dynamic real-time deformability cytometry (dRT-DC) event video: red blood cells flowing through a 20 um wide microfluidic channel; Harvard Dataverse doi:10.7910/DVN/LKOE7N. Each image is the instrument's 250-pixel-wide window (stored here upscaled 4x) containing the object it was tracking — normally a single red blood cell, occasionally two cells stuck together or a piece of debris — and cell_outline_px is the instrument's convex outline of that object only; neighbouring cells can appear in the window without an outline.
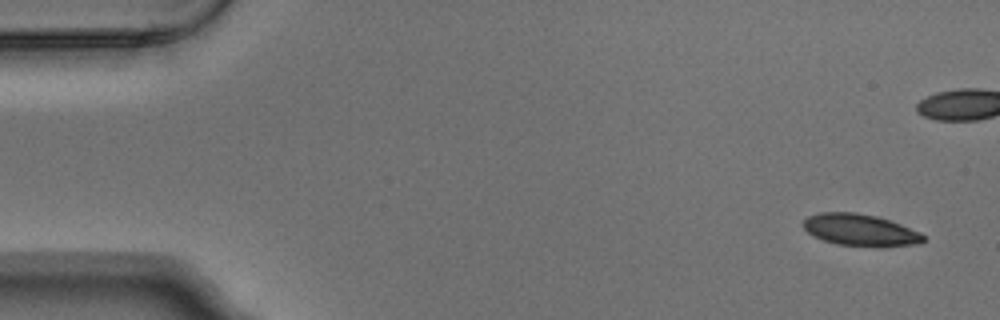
{"species": "Egyptian fruit bat (a non-hibernating species)", "species_latin": "Rousettus aegyptiacus", "temperature_condition": "warm", "stored_images_in_passage": 6, "camera_frame_rate_fps": 3000, "um_per_image_px": 0.085, "animal": {"sex": "male"}, "frame": {"image": 1, "passage_image": 1, "time_ms": 0.0, "image_size_px": [1000, 320], "cell_outline_px": [[924, 240], [920, 244], [876, 248], [836, 244], [812, 236], [804, 228], [804, 220], [808, 216], [820, 212], [856, 212], [876, 216], [900, 224], [920, 232], [924, 236]], "centroid_in_image_um": [73.13, 19.57], "position_along_channel_um": 11.9, "area_um2": 22.54}}